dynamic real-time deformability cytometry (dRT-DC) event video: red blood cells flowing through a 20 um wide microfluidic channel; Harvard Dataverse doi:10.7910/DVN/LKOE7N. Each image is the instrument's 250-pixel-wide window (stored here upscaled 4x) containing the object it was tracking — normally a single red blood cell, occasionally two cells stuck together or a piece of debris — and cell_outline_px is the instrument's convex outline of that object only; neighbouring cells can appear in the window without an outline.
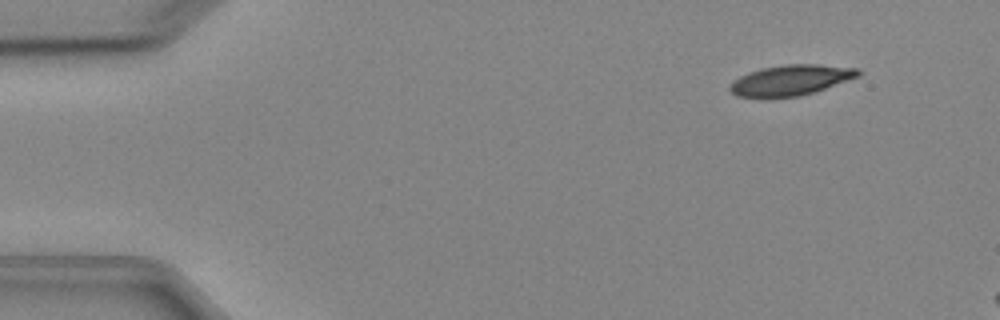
{"species": "Egyptian fruit bat (a non-hibernating species)", "species_latin": "Rousettus aegyptiacus", "temperature_condition": "cold", "stored_images_in_passage": 4, "camera_frame_rate_fps": 3000, "um_per_image_px": 0.085, "animal": {"sex": "female"}, "frame": {"image": 1, "passage_image": 2, "time_ms": 1.333, "image_size_px": [1000, 320], "cell_outline_px": [[860, 76], [816, 92], [800, 96], [764, 100], [736, 96], [728, 88], [740, 76], [748, 72], [760, 68], [784, 64], [820, 64], [860, 68]], "centroid_in_image_um": [67.21, 6.84], "position_along_channel_um": 17.8, "area_um2": 23.58}}